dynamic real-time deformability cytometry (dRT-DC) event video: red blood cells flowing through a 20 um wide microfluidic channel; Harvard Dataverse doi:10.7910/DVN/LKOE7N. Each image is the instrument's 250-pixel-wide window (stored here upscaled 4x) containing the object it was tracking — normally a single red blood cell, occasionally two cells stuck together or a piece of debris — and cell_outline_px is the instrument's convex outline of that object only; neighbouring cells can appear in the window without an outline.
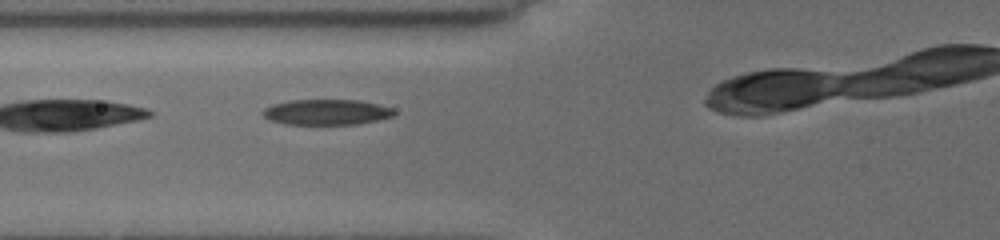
{"species": "common noctule bat (a hibernating species)", "species_latin": "Nyctalus noctula", "temperature_condition": "cold", "stored_images_in_passage": 4, "camera_frame_rate_fps": 3000, "um_per_image_px": 0.085, "animal": {"sex": "female", "body_mass_g": 19.5, "forearm_length_mm": 54.1}, "frame": {"image": 1, "passage_image": 3, "time_ms": 2.0, "image_size_px": [1000, 240], "cell_outline_px": [[396, 112], [392, 116], [376, 120], [356, 124], [284, 124], [272, 120], [264, 116], [260, 112], [264, 108], [272, 104], [288, 100], [360, 100], [392, 108]], "centroid_in_image_um": [27.71, 9.52], "position_along_channel_um": 98.1, "area_um2": 19.42}}